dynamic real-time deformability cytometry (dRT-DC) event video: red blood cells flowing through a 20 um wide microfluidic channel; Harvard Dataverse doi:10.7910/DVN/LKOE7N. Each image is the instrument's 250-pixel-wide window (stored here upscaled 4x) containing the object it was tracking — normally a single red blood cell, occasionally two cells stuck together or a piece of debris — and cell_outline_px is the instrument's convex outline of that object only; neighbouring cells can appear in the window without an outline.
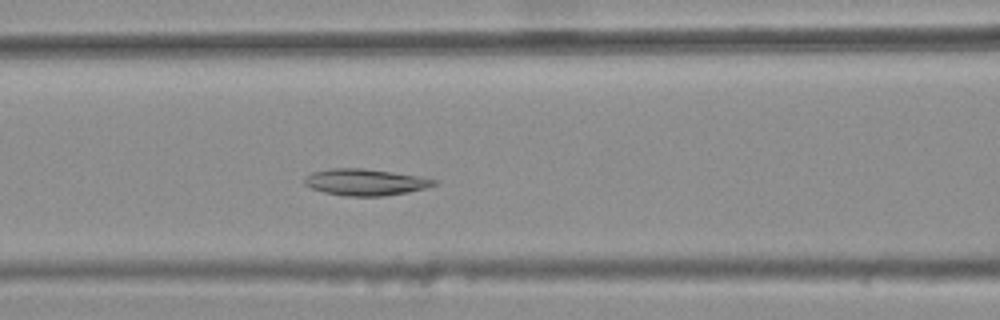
{"species": "common noctule bat (a hibernating species)", "species_latin": "Nyctalus noctula", "temperature_condition": "warm", "stored_images_in_passage": 36, "camera_frame_rate_fps": 3000, "um_per_image_px": 0.085, "animal": {"sex": "female", "body_mass_g": 25.1}, "frame": {"image": 1, "passage_image": 13, "time_ms": 4.0, "image_size_px": [1000, 320], "cell_outline_px": [[440, 184], [408, 192], [384, 196], [344, 196], [324, 192], [312, 188], [304, 184], [304, 176], [312, 172], [328, 168], [360, 168], [392, 172], [420, 176], [436, 180]], "centroid_in_image_um": [31.04, 15.48], "position_along_channel_um": 135.6, "area_um2": 20.11}}
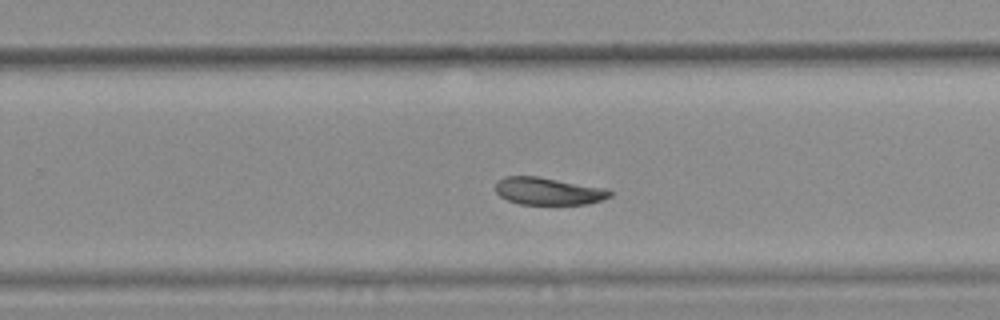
{"frame": {"image": 2, "passage_image": 25, "time_ms": 8.0, "image_size_px": [1000, 320], "cell_outline_px": [[612, 196], [588, 204], [520, 204], [508, 200], [500, 196], [496, 192], [496, 180], [504, 176], [536, 176], [608, 188], [612, 192]], "centroid_in_image_um": [46.61, 16.24], "position_along_channel_um": 283.2, "area_um2": 18.32}}
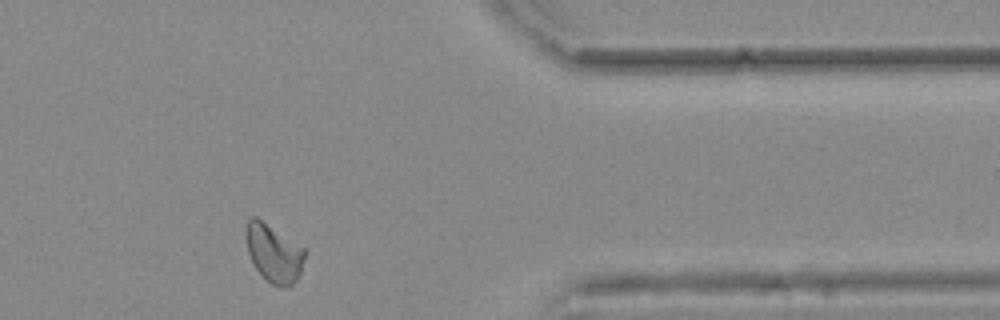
{"frame": {"image": 3, "passage_image": 35, "time_ms": 11.333, "image_size_px": [1000, 320], "cell_outline_px": [[304, 256], [300, 276], [288, 288], [280, 288], [272, 284], [256, 268], [248, 252], [244, 236], [244, 232], [248, 220], [252, 216], [256, 216], [304, 248]], "centroid_in_image_um": [23.25, 21.52], "position_along_channel_um": 388.1, "area_um2": 19.77}}